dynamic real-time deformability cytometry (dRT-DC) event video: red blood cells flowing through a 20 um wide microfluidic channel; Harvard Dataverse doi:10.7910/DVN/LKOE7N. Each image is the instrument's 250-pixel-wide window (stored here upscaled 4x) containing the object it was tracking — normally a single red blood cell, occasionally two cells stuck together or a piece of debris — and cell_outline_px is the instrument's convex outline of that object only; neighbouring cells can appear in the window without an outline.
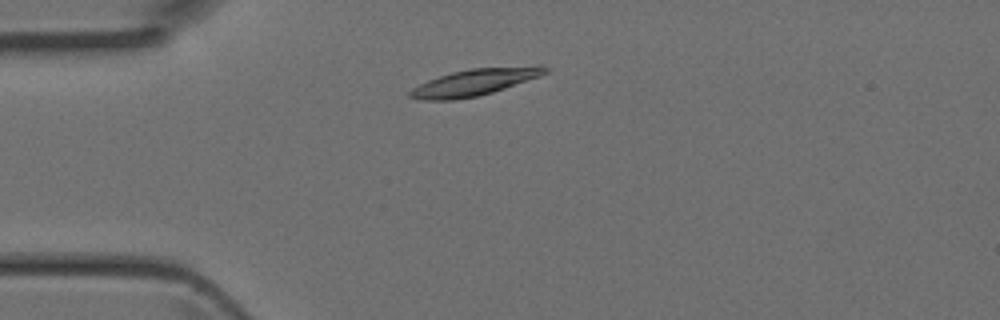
{"species": "Egyptian fruit bat (a non-hibernating species)", "species_latin": "Rousettus aegyptiacus", "temperature_condition": "room temperature", "stored_images_in_passage": 3, "camera_frame_rate_fps": 3000, "um_per_image_px": 0.085, "animal": {"sex": "female"}, "frame": {"image": 1, "passage_image": 2, "time_ms": 0.333, "image_size_px": [1000, 320], "cell_outline_px": [[548, 72], [540, 76], [492, 92], [476, 96], [452, 100], [424, 100], [408, 96], [408, 92], [412, 88], [428, 80], [452, 72], [472, 68], [540, 64], [544, 64], [548, 68]], "centroid_in_image_um": [40.4, 6.96], "position_along_channel_um": 44.6, "area_um2": 21.04}}